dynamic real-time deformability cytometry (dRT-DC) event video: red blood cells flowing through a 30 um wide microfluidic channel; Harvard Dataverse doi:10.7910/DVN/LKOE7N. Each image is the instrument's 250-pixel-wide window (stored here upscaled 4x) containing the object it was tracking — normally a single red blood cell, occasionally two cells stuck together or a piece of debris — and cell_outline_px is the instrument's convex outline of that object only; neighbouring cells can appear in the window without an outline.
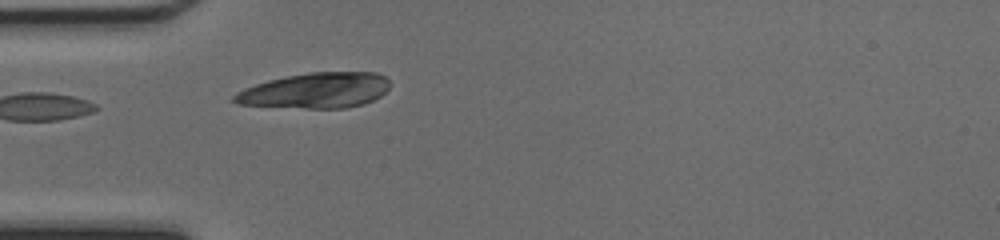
{"species": "common noctule bat (a hibernating species)", "species_latin": "Nyctalus noctula", "temperature_condition": "cold", "stored_images_in_passage": 21, "camera_frame_rate_fps": 3000, "um_per_image_px": 0.085, "animal": {"sex": "female", "body_mass_g": 17.0, "forearm_length_mm": 48.0}, "frame": {"image": 1, "passage_image": 1, "time_ms": 0.0, "image_size_px": [1000, 240], "cell_outline_px": [[388, 88], [380, 96], [364, 104], [344, 108], [304, 108], [240, 104], [232, 100], [232, 96], [236, 92], [244, 88], [268, 80], [308, 72], [376, 72], [384, 76], [388, 80]], "centroid_in_image_um": [26.82, 7.69], "position_along_channel_um": 58.2, "area_um2": 31.96}}